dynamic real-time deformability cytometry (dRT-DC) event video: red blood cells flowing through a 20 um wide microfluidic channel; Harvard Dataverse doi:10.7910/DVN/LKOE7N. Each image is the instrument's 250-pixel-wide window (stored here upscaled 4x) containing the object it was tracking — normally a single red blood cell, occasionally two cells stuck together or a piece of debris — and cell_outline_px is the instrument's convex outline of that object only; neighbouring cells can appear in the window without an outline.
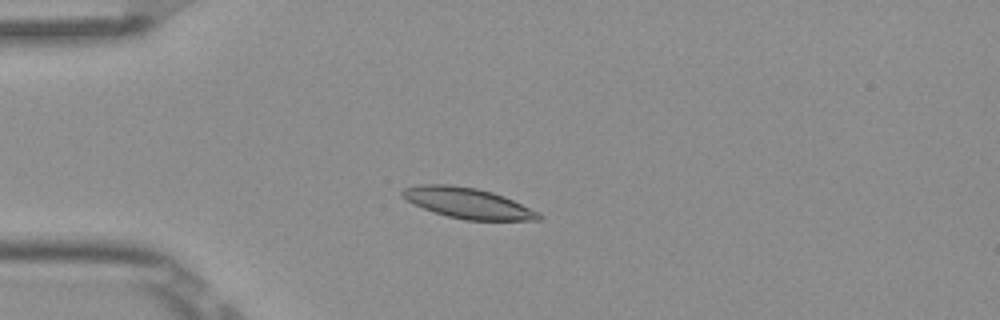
{"species": "Egyptian fruit bat (a non-hibernating species)", "species_latin": "Rousettus aegyptiacus", "temperature_condition": "room temperature", "stored_images_in_passage": 7, "camera_frame_rate_fps": 3000, "um_per_image_px": 0.085, "frame": {"image": 1, "passage_image": 4, "time_ms": 1.0, "image_size_px": [1000, 320], "cell_outline_px": [[540, 220], [464, 220], [448, 216], [412, 204], [400, 196], [400, 192], [404, 188], [420, 184], [452, 184], [476, 188], [492, 192], [504, 196], [536, 212], [540, 216]], "centroid_in_image_um": [39.67, 17.24], "position_along_channel_um": 45.3, "area_um2": 24.04}}
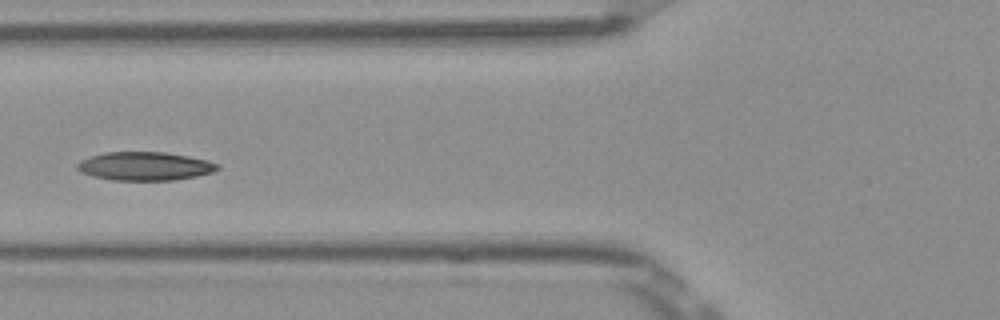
{"frame": {"image": 2, "passage_image": 6, "time_ms": 1.667, "image_size_px": [1000, 320], "cell_outline_px": [[220, 168], [212, 172], [196, 176], [176, 180], [112, 180], [80, 172], [76, 168], [76, 164], [80, 160], [104, 152], [164, 152], [188, 156], [208, 160], [220, 164]], "centroid_in_image_um": [12.33, 14.12], "position_along_channel_um": 113.5, "area_um2": 23.29}}
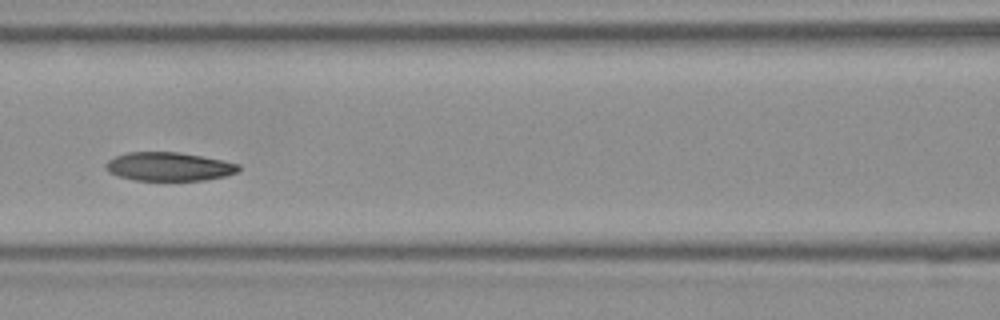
{"frame": {"image": 3, "passage_image": 7, "time_ms": 2.0, "image_size_px": [1000, 320], "cell_outline_px": [[240, 168], [236, 172], [224, 176], [204, 180], [136, 180], [120, 176], [108, 172], [104, 168], [104, 164], [108, 160], [116, 156], [128, 152], [180, 152], [240, 164]], "centroid_in_image_um": [14.32, 14.15], "position_along_channel_um": 152.3, "area_um2": 21.96}}